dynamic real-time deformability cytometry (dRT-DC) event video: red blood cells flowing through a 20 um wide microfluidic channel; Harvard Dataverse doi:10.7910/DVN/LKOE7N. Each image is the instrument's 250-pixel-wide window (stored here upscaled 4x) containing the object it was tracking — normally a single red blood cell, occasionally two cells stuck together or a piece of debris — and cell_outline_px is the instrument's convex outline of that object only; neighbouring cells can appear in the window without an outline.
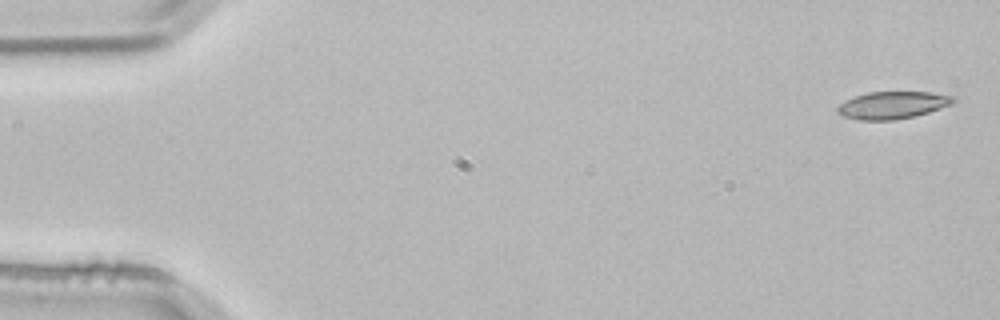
{"species": "common noctule bat (a hibernating species)", "species_latin": "Nyctalus noctula", "temperature_condition": "room temperature", "stored_images_in_passage": 4, "camera_frame_rate_fps": 3000, "um_per_image_px": 0.085, "animal": {"sex": "male", "body_mass_g": 21.5, "forearm_length_mm": 52.0}, "frame": {"image": 1, "passage_image": 1, "time_ms": 0.0, "image_size_px": [1000, 320], "cell_outline_px": [[956, 100], [952, 104], [916, 116], [896, 120], [860, 120], [844, 116], [836, 112], [836, 108], [840, 104], [856, 96], [868, 92], [928, 92], [956, 96]], "centroid_in_image_um": [75.9, 8.94], "position_along_channel_um": 9.1, "area_um2": 18.38}}
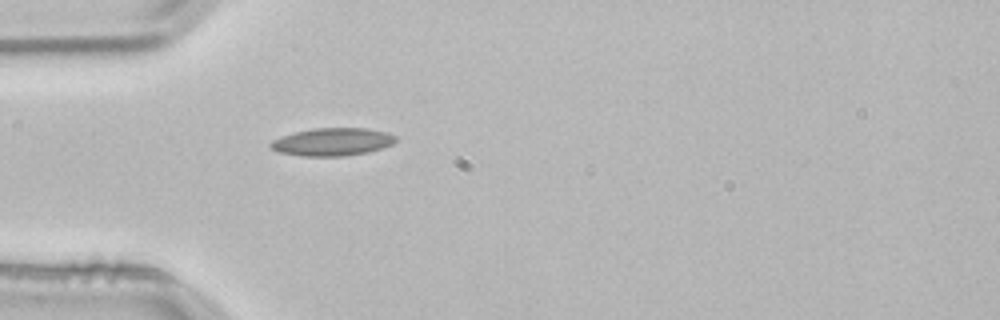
{"frame": {"image": 2, "passage_image": 4, "time_ms": 1.0, "image_size_px": [1000, 320], "cell_outline_px": [[396, 140], [392, 144], [368, 152], [344, 156], [300, 156], [280, 152], [272, 148], [268, 144], [272, 140], [296, 132], [312, 128], [368, 128], [388, 132], [396, 136]], "centroid_in_image_um": [28.27, 12.05], "position_along_channel_um": 56.7, "area_um2": 20.17}}